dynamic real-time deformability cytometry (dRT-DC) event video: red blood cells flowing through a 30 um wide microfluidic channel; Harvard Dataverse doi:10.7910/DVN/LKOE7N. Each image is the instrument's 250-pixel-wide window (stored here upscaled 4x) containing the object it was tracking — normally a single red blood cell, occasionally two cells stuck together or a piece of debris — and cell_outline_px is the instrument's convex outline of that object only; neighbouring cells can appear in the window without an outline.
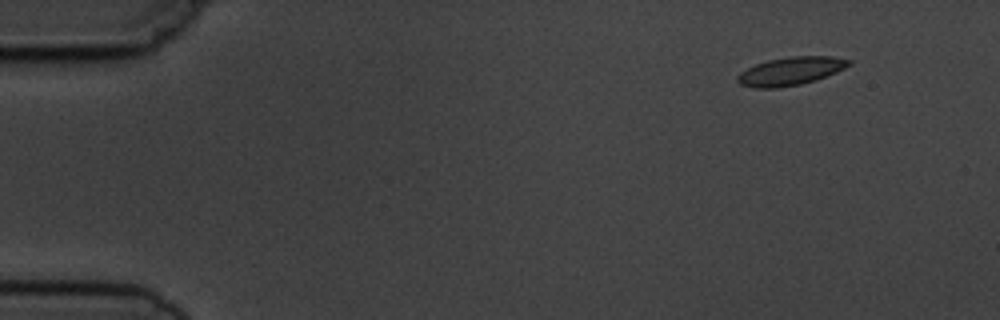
{"species": "common noctule bat (a hibernating species)", "species_latin": "Nyctalus noctula", "temperature_condition": "cold", "stored_images_in_passage": 8, "camera_frame_rate_fps": 3000, "um_per_image_px": 0.085, "animal": {"sex": "male", "body_mass_g": 19.5, "forearm_length_mm": 54.6}, "frame": {"image": 1, "passage_image": 1, "time_ms": 0.0, "image_size_px": [1000, 320], "cell_outline_px": [[852, 64], [836, 72], [816, 80], [800, 84], [776, 88], [752, 88], [740, 84], [736, 80], [736, 76], [740, 72], [756, 64], [768, 60], [792, 56], [832, 56], [852, 60]], "centroid_in_image_um": [67.2, 6.05], "position_along_channel_um": 17.8, "area_um2": 18.32}}
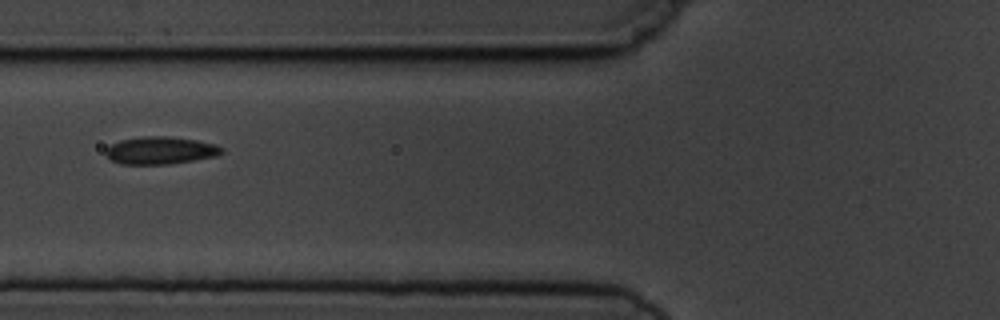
{"frame": {"image": 2, "passage_image": 5, "time_ms": 5.333, "image_size_px": [1000, 320], "cell_outline_px": [[224, 152], [216, 156], [168, 164], [120, 164], [112, 160], [104, 152], [112, 144], [120, 140], [144, 136], [168, 136], [196, 140], [216, 144], [224, 148]], "centroid_in_image_um": [13.66, 12.78], "position_along_channel_um": 112.1, "area_um2": 18.5}}
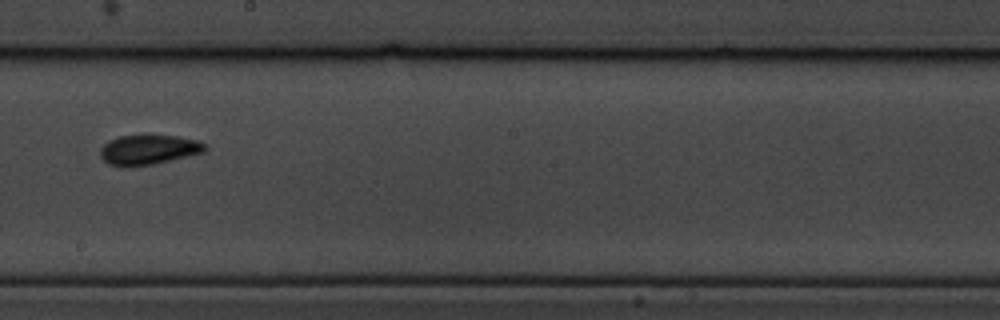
{"frame": {"image": 3, "passage_image": 8, "time_ms": 8.667, "image_size_px": [1000, 320], "cell_outline_px": [[208, 148], [204, 152], [152, 164], [124, 168], [108, 164], [100, 156], [100, 148], [108, 140], [120, 136], [144, 132], [176, 136], [200, 140], [208, 144]], "centroid_in_image_um": [12.62, 12.68], "position_along_channel_um": 235.6, "area_um2": 19.07}}